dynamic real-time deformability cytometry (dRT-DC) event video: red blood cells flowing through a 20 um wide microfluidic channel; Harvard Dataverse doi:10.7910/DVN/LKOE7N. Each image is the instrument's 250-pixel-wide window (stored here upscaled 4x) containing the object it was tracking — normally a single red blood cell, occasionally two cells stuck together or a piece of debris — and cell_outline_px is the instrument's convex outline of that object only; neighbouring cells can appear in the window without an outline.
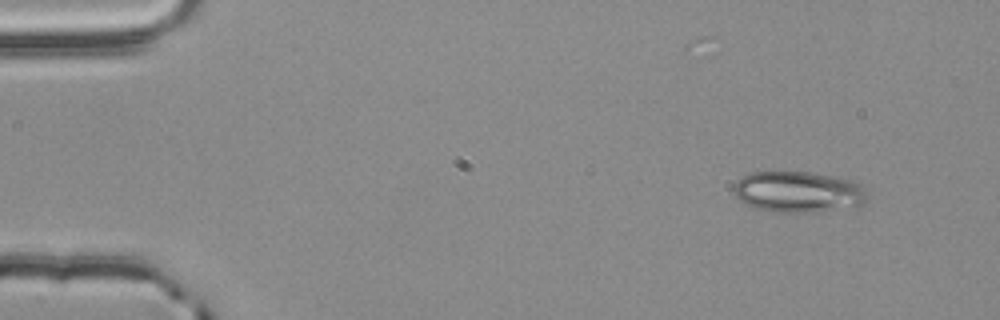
{"species": "common noctule bat (a hibernating species)", "species_latin": "Nyctalus noctula", "temperature_condition": "room temperature", "stored_images_in_passage": 3, "camera_frame_rate_fps": 3000, "um_per_image_px": 0.085, "animal": {"sex": "male", "body_mass_g": 20.4}, "frame": {"image": 1, "passage_image": 1, "time_ms": 0.0, "image_size_px": [1000, 320], "cell_outline_px": [[868, 200], [864, 204], [816, 212], [780, 212], [752, 208], [740, 200], [732, 192], [736, 180], [748, 172], [808, 172], [840, 176], [852, 180], [868, 188]], "centroid_in_image_um": [67.88, 16.29], "position_along_channel_um": 17.1, "area_um2": 32.48}}